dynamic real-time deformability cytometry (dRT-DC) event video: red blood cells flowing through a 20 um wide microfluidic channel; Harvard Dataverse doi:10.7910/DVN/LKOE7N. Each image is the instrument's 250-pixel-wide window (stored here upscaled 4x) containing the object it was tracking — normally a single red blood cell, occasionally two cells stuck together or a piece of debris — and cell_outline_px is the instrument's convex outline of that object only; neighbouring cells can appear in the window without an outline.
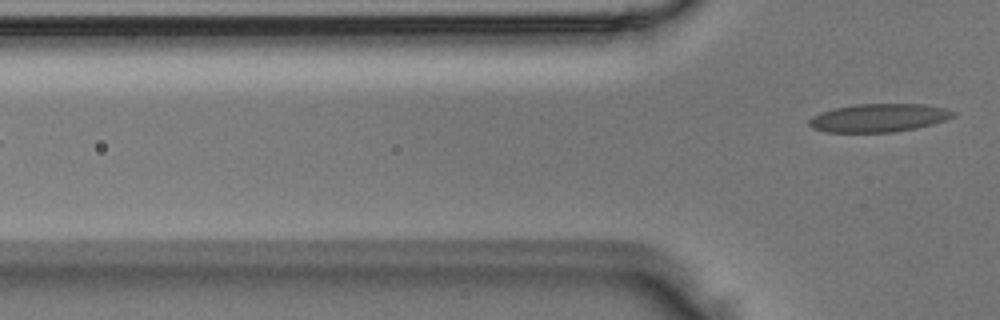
{"species": "Egyptian fruit bat (a non-hibernating species)", "species_latin": "Rousettus aegyptiacus", "temperature_condition": "room temperature", "stored_images_in_passage": 6, "camera_frame_rate_fps": 3000, "um_per_image_px": 0.085, "animal": {"sex": "male"}, "frame": {"image": 1, "passage_image": 6, "time_ms": 1.667, "image_size_px": [1000, 320], "cell_outline_px": [[956, 116], [932, 124], [916, 128], [892, 132], [828, 132], [812, 128], [808, 124], [808, 120], [812, 116], [820, 112], [832, 108], [856, 104], [924, 104], [944, 108], [956, 112]], "centroid_in_image_um": [74.67, 10.01], "position_along_channel_um": 51.1, "area_um2": 23.76}}